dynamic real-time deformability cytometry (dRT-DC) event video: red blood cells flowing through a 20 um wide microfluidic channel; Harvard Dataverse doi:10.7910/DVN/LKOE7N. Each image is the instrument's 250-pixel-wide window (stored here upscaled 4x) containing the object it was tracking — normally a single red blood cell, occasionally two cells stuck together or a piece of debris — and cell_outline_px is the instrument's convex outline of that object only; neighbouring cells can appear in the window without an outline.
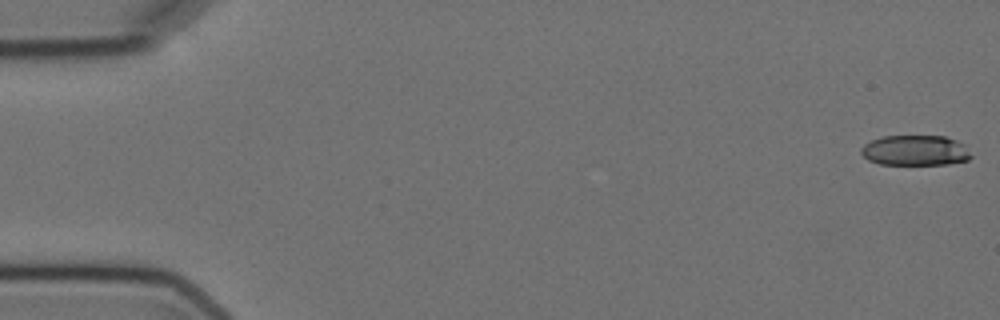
{"species": "Egyptian fruit bat (a non-hibernating species)", "species_latin": "Rousettus aegyptiacus", "temperature_condition": "cold", "stored_images_in_passage": 9, "camera_frame_rate_fps": 3000, "um_per_image_px": 0.085, "animal": {"sex": "female"}, "frame": {"image": 1, "passage_image": 1, "time_ms": 0.0, "image_size_px": [1000, 320], "cell_outline_px": [[972, 156], [968, 160], [948, 164], [880, 164], [868, 160], [860, 152], [860, 148], [864, 144], [872, 140], [884, 136], [944, 136], [956, 140], [964, 144]], "centroid_in_image_um": [77.79, 12.78], "position_along_channel_um": 7.2, "area_um2": 19.42}}
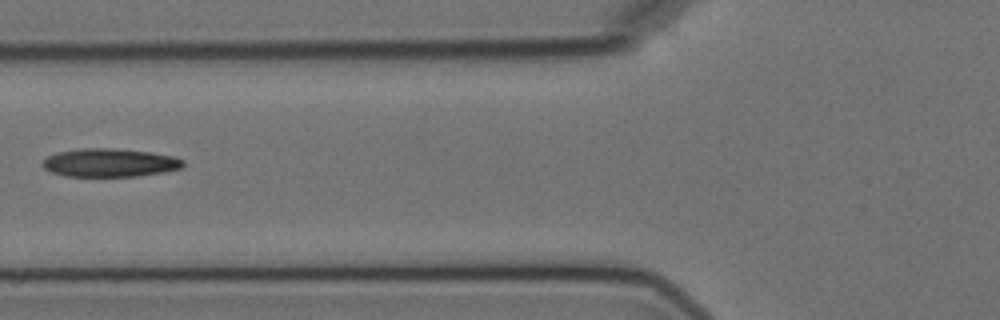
{"frame": {"image": 2, "passage_image": 7, "time_ms": 7.0, "image_size_px": [1000, 320], "cell_outline_px": [[184, 164], [180, 168], [164, 172], [136, 176], [64, 176], [52, 172], [44, 168], [40, 164], [48, 156], [56, 152], [80, 148], [112, 148], [152, 152], [172, 156], [184, 160]], "centroid_in_image_um": [9.3, 13.82], "position_along_channel_um": 116.5, "area_um2": 23.24}}
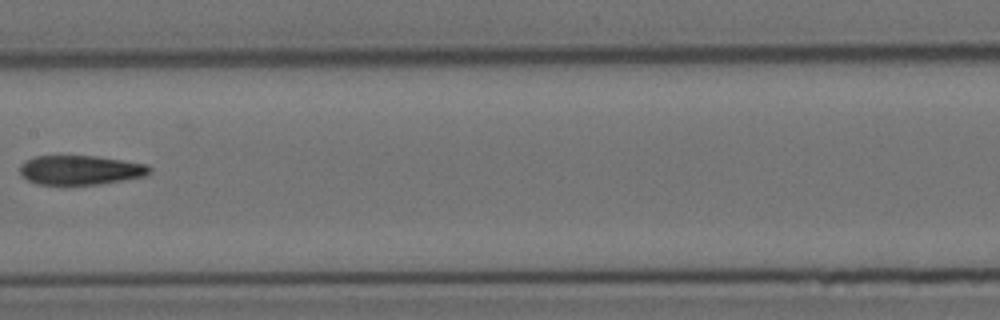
{"frame": {"image": 3, "passage_image": 9, "time_ms": 9.333, "image_size_px": [1000, 320], "cell_outline_px": [[152, 172], [144, 176], [100, 184], [36, 184], [28, 180], [20, 172], [20, 164], [24, 160], [36, 156], [96, 156], [148, 164], [152, 168]], "centroid_in_image_um": [6.85, 14.44], "position_along_channel_um": 200.6, "area_um2": 22.14}}